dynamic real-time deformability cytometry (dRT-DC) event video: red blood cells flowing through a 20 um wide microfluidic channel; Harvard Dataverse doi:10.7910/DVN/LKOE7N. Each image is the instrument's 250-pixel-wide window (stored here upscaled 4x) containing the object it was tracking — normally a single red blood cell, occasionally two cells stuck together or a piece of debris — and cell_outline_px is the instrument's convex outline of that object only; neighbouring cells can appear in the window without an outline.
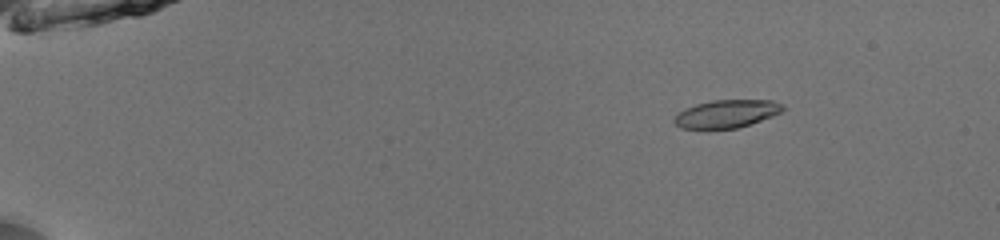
{"species": "common noctule bat (a hibernating species)", "species_latin": "Nyctalus noctula", "temperature_condition": "room temperature", "stored_images_in_passage": 49, "camera_frame_rate_fps": 3000, "um_per_image_px": 0.085, "animal": {"sex": "male", "body_mass_g": 13.0, "forearm_length_mm": 53.1}, "frame": {"image": 1, "passage_image": 5, "time_ms": 1.333, "image_size_px": [1000, 240], "cell_outline_px": [[784, 108], [780, 112], [772, 116], [736, 128], [680, 128], [672, 120], [684, 108], [696, 104], [712, 100], [772, 100], [784, 104]], "centroid_in_image_um": [61.75, 9.65], "position_along_channel_um": 23.2, "area_um2": 17.4}}
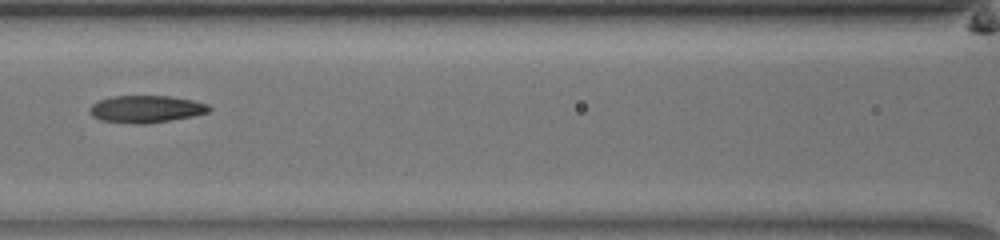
{"frame": {"image": 2, "passage_image": 23, "time_ms": 7.333, "image_size_px": [1000, 240], "cell_outline_px": [[212, 108], [208, 112], [192, 116], [148, 124], [136, 124], [100, 120], [92, 116], [88, 112], [88, 108], [96, 100], [112, 96], [172, 96], [192, 100], [208, 104]], "centroid_in_image_um": [12.37, 9.26], "position_along_channel_um": 154.2, "area_um2": 19.13}}
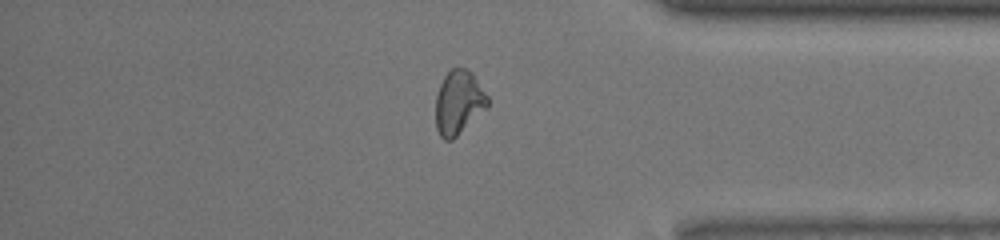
{"frame": {"image": 3, "passage_image": 42, "time_ms": 13.667, "image_size_px": [1000, 240], "cell_outline_px": [[488, 108], [452, 140], [444, 140], [440, 136], [436, 128], [436, 96], [440, 84], [444, 76], [452, 68], [464, 68], [472, 72], [488, 96]], "centroid_in_image_um": [38.99, 8.72], "position_along_channel_um": 396.2, "area_um2": 19.42}, "authors_computed_cell_mechanics": {"area_um2": 18.9584, "velocity_mm_per_s": 3.9919, "shape_relaxation_time_tau1_ms": 9.1503, "shape_relaxation_time_tau2_ms": 4.2299, "deformation_change_tau1": 0.2427, "deformation_change_tau2": 0.0792}}